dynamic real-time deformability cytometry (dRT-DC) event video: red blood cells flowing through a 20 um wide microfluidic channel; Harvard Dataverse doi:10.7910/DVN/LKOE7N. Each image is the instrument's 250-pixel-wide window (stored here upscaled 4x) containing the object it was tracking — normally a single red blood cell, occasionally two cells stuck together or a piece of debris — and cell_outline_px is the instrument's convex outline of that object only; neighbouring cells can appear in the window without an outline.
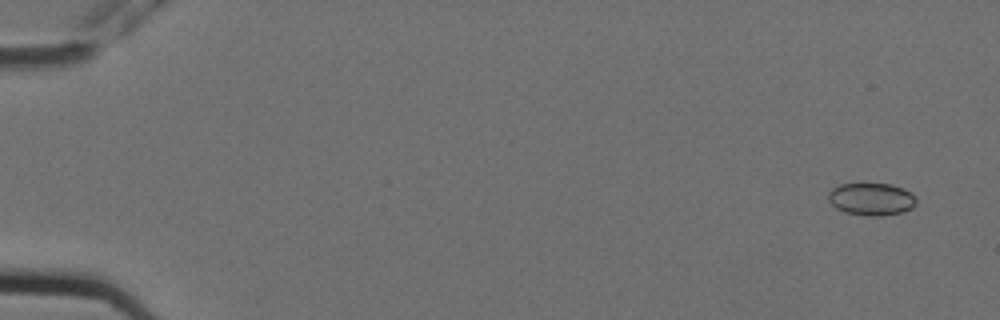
{"species": "Egyptian fruit bat (a non-hibernating species)", "species_latin": "Rousettus aegyptiacus", "temperature_condition": "cold", "stored_images_in_passage": 14, "camera_frame_rate_fps": 3000, "um_per_image_px": 0.085, "animal": {"sex": "female"}, "frame": {"image": 1, "passage_image": 1, "time_ms": 0.0, "image_size_px": [1000, 320], "cell_outline_px": [[916, 204], [912, 208], [900, 212], [880, 216], [868, 216], [844, 212], [836, 208], [828, 200], [828, 192], [832, 188], [840, 184], [892, 184], [904, 188], [912, 192], [916, 196]], "centroid_in_image_um": [74.08, 16.92], "position_along_channel_um": 10.9, "area_um2": 16.76}}
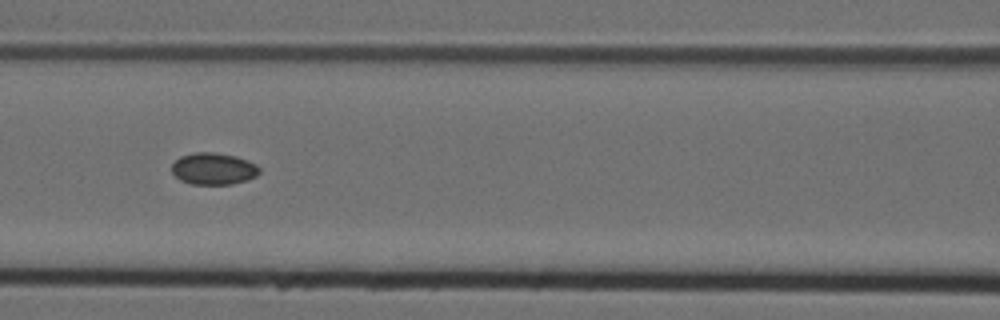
{"frame": {"image": 2, "passage_image": 7, "time_ms": 2.0, "image_size_px": [1000, 320], "cell_outline_px": [[260, 172], [256, 176], [248, 180], [232, 184], [192, 184], [180, 180], [172, 172], [172, 164], [180, 156], [196, 152], [216, 152], [236, 156], [248, 160], [256, 164], [260, 168]], "centroid_in_image_um": [18.17, 14.34], "position_along_channel_um": 148.4, "area_um2": 16.36}}
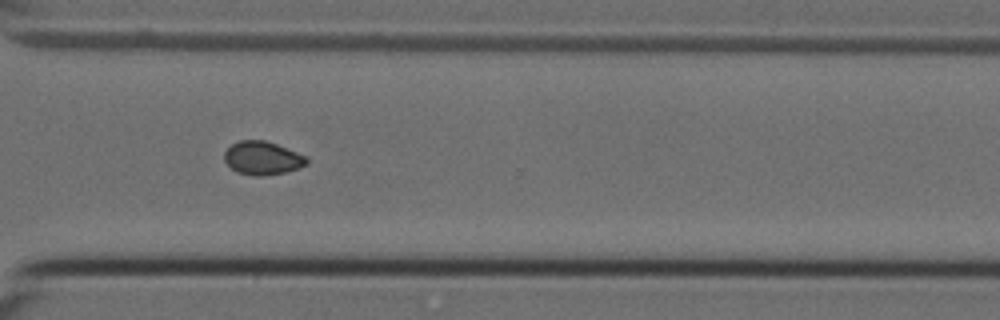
{"frame": {"image": 3, "passage_image": 12, "time_ms": 3.667, "image_size_px": [1000, 320], "cell_outline_px": [[308, 164], [284, 172], [260, 176], [256, 176], [236, 172], [224, 160], [224, 152], [232, 144], [240, 140], [264, 140], [276, 144], [308, 156]], "centroid_in_image_um": [22.31, 13.43], "position_along_channel_um": 348.3, "area_um2": 15.9}}